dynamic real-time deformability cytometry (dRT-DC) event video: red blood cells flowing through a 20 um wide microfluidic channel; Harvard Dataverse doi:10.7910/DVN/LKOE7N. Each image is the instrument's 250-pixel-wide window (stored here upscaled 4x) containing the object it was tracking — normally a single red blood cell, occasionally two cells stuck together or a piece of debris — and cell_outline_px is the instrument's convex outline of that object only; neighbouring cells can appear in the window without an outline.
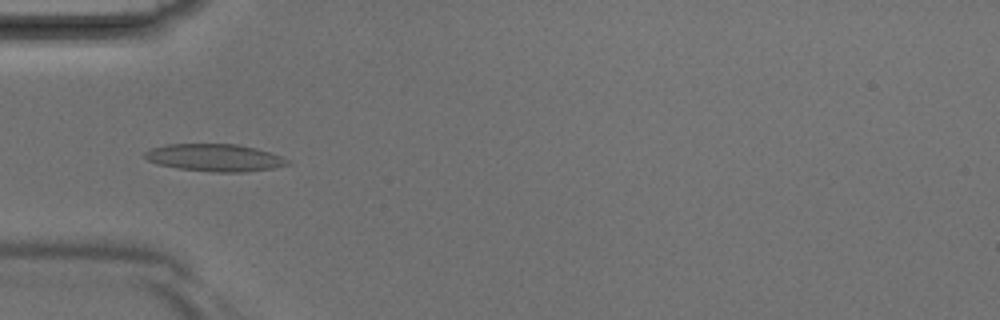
{"species": "Egyptian fruit bat (a non-hibernating species)", "species_latin": "Rousettus aegyptiacus", "temperature_condition": "room temperature", "stored_images_in_passage": 40, "camera_frame_rate_fps": 3000, "um_per_image_px": 0.085, "animal": {"sex": "male"}, "frame": {"image": 1, "passage_image": 12, "time_ms": 3.667, "image_size_px": [1000, 320], "cell_outline_px": [[288, 164], [272, 168], [244, 172], [212, 172], [180, 168], [156, 164], [148, 160], [144, 156], [144, 152], [152, 148], [168, 144], [236, 144], [256, 148], [280, 156], [288, 160]], "centroid_in_image_um": [18.22, 13.4], "position_along_channel_um": 66.8, "area_um2": 22.48}}
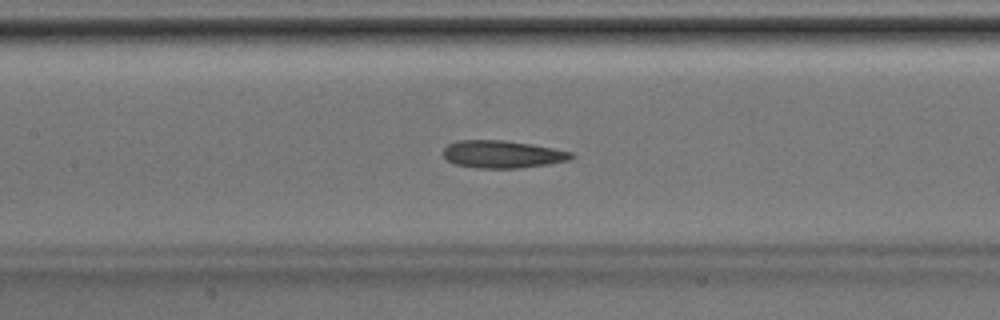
{"frame": {"image": 2, "passage_image": 18, "time_ms": 5.667, "image_size_px": [1000, 320], "cell_outline_px": [[576, 156], [568, 160], [548, 164], [520, 168], [476, 168], [456, 164], [448, 160], [444, 156], [444, 148], [448, 144], [456, 140], [504, 140], [532, 144], [572, 152]], "centroid_in_image_um": [42.71, 13.11], "position_along_channel_um": 164.7, "area_um2": 20.52}}
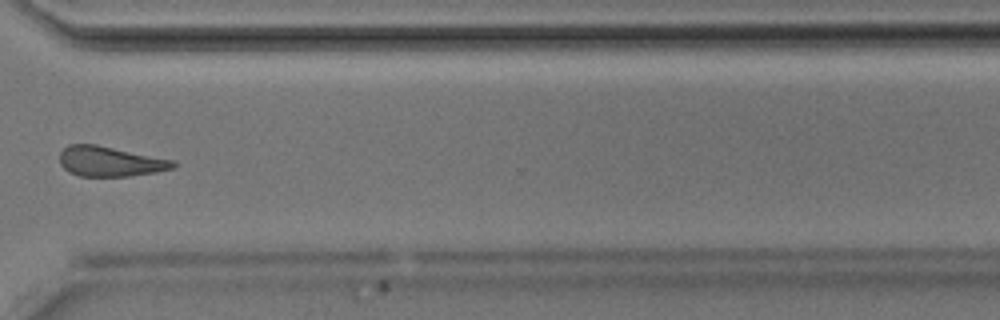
{"frame": {"image": 3, "passage_image": 30, "time_ms": 9.667, "image_size_px": [1000, 320], "cell_outline_px": [[176, 164], [172, 168], [156, 172], [128, 176], [80, 176], [68, 172], [60, 164], [60, 152], [68, 144], [96, 144], [176, 160]], "centroid_in_image_um": [9.35, 13.71], "position_along_channel_um": 361.2, "area_um2": 19.94}}